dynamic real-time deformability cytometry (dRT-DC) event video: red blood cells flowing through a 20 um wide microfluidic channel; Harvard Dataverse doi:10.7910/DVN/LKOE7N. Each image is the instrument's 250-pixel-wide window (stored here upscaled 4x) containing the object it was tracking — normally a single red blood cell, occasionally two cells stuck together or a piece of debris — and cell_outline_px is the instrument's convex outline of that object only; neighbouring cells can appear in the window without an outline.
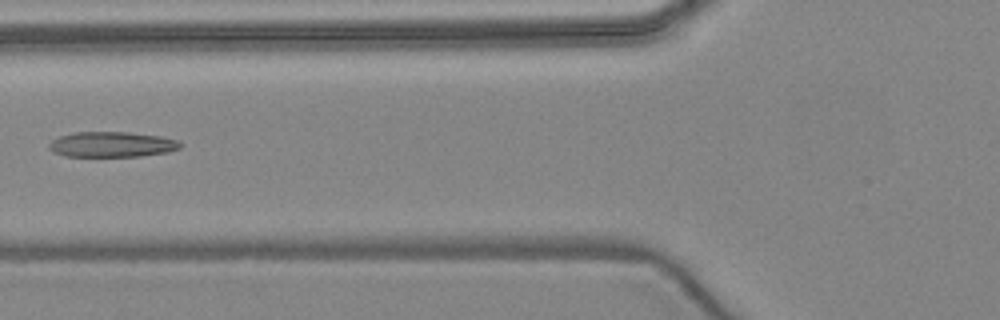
{"species": "common noctule bat (a hibernating species)", "species_latin": "Nyctalus noctula", "temperature_condition": "warm", "stored_images_in_passage": 6, "camera_frame_rate_fps": 3000, "um_per_image_px": 0.085, "animal": {"sex": "female", "body_mass_g": 24.6, "forearm_length_mm": 56.2}, "frame": {"image": 1, "passage_image": 6, "time_ms": 5.667, "image_size_px": [1000, 320], "cell_outline_px": [[184, 144], [180, 148], [168, 152], [140, 156], [64, 156], [48, 148], [48, 144], [52, 140], [60, 136], [76, 132], [128, 132], [160, 136], [180, 140]], "centroid_in_image_um": [9.56, 12.27], "position_along_channel_um": 116.2, "area_um2": 19.42}}